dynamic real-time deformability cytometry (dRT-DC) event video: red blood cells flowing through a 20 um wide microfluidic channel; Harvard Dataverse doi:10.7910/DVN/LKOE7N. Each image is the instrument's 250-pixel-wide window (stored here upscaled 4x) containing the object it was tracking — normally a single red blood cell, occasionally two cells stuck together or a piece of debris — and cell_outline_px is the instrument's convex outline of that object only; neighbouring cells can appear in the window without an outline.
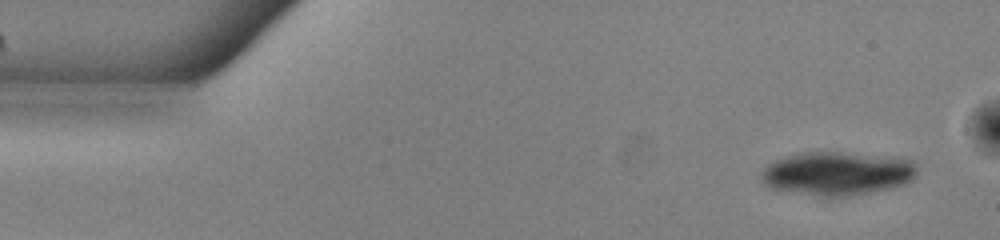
{"species": "common noctule bat (a hibernating species)", "species_latin": "Nyctalus noctula", "temperature_condition": "warm", "stored_images_in_passage": 51, "camera_frame_rate_fps": 3000, "um_per_image_px": 0.085, "animal": {"sex": "male", "body_mass_g": 13.0, "forearm_length_mm": 53.1}, "frame": {"image": 1, "passage_image": 3, "time_ms": 0.667, "image_size_px": [1000, 240], "cell_outline_px": [[916, 176], [912, 180], [904, 184], [892, 188], [852, 196], [820, 196], [772, 188], [764, 184], [760, 180], [760, 172], [768, 164], [776, 160], [800, 152], [836, 152], [912, 160], [916, 164]], "centroid_in_image_um": [71.14, 14.76], "position_along_channel_um": 13.9, "area_um2": 39.19}}
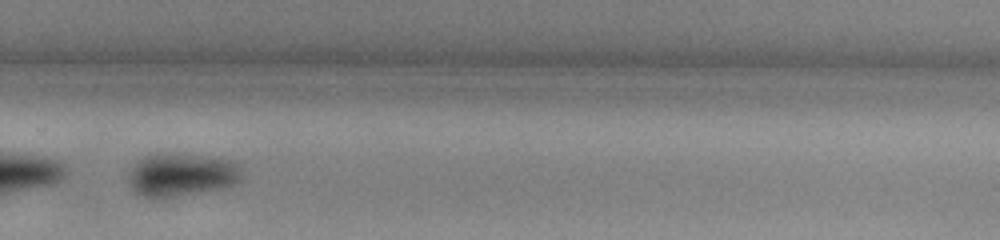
{"frame": {"image": 2, "passage_image": 35, "time_ms": 11.333, "image_size_px": [1000, 240], "cell_outline_px": [[240, 180], [232, 184], [220, 188], [152, 200], [136, 192], [132, 188], [128, 180], [128, 172], [140, 160], [148, 156], [160, 152], [168, 152], [232, 160], [240, 164]], "centroid_in_image_um": [15.39, 14.85], "position_along_channel_um": 314.4, "area_um2": 28.26}}